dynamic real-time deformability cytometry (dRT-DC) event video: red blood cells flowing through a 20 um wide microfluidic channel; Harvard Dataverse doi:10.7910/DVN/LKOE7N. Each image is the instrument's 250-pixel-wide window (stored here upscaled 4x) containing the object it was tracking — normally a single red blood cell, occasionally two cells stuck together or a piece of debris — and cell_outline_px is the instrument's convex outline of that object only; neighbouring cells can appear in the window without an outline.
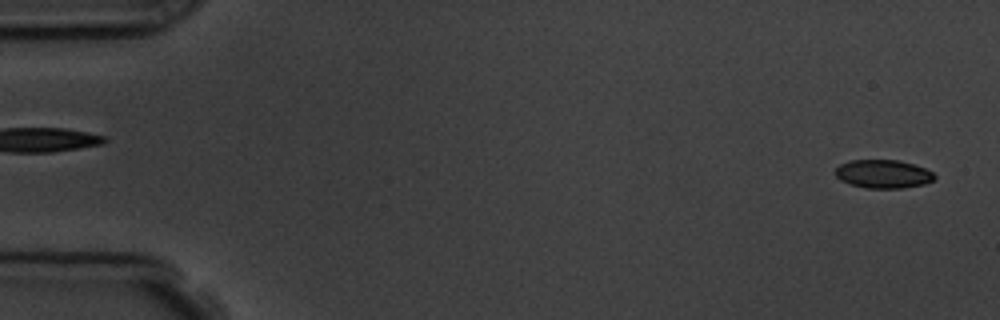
{"species": "common noctule bat (a hibernating species)", "species_latin": "Nyctalus noctula", "temperature_condition": "room temperature", "stored_images_in_passage": 6, "segment_of_instrument_passage": [2, 2], "camera_frame_rate_fps": 3000, "um_per_image_px": 0.085, "animal": {"sex": "male", "body_mass_g": 19.5, "forearm_length_mm": 54.6}, "frame": {"image": 1, "passage_image": 6, "time_ms": 5.667, "image_size_px": [1000, 320], "cell_outline_px": [[936, 176], [932, 180], [924, 184], [904, 188], [864, 188], [848, 184], [840, 180], [836, 176], [836, 168], [840, 164], [848, 160], [896, 160], [912, 164], [924, 168], [932, 172]], "centroid_in_image_um": [75.03, 14.79], "position_along_channel_um": 10.0, "area_um2": 16.42}}